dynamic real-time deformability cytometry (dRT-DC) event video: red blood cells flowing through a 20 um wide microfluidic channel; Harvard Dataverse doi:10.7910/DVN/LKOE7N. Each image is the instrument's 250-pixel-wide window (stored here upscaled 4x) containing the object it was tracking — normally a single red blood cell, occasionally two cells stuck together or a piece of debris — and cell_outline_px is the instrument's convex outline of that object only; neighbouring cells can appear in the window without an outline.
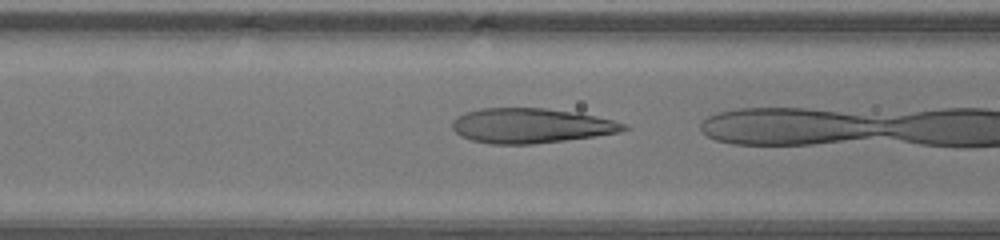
{"species": "human", "species_latin": "Homo sapiens", "temperature_condition": "warm", "stored_images_in_passage": 4, "camera_frame_rate_fps": 3000, "um_per_image_px": 0.085, "donor": {"sex": "male"}, "frame": {"image": 1, "passage_image": 3, "time_ms": 0.667, "image_size_px": [1000, 240], "cell_outline_px": [[628, 128], [620, 132], [564, 140], [532, 144], [492, 144], [472, 140], [460, 136], [452, 128], [452, 120], [456, 116], [464, 112], [480, 108], [544, 108], [576, 112], [596, 116], [612, 120], [624, 124]], "centroid_in_image_um": [45.07, 10.67], "position_along_channel_um": 121.5, "area_um2": 34.68}}